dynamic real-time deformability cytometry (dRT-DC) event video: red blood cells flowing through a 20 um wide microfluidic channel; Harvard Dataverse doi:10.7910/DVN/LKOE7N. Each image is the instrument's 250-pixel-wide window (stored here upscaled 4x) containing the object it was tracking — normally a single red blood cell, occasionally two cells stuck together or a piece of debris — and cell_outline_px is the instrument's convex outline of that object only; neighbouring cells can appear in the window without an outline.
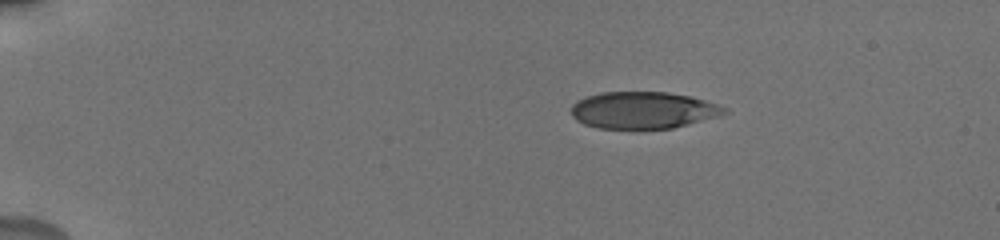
{"species": "human", "species_latin": "Homo sapiens", "temperature_condition": "cold", "stored_images_in_passage": 52, "camera_frame_rate_fps": 3000, "um_per_image_px": 0.085, "donor": {"sex": "male"}, "frame": {"image": 1, "passage_image": 1, "time_ms": 0.0, "image_size_px": [1000, 240], "cell_outline_px": [[728, 112], [720, 116], [672, 128], [596, 128], [584, 124], [576, 120], [572, 116], [572, 104], [576, 100], [600, 92], [668, 92], [692, 96], [720, 104], [728, 108]], "centroid_in_image_um": [54.7, 9.35], "position_along_channel_um": 30.3, "area_um2": 33.12}}
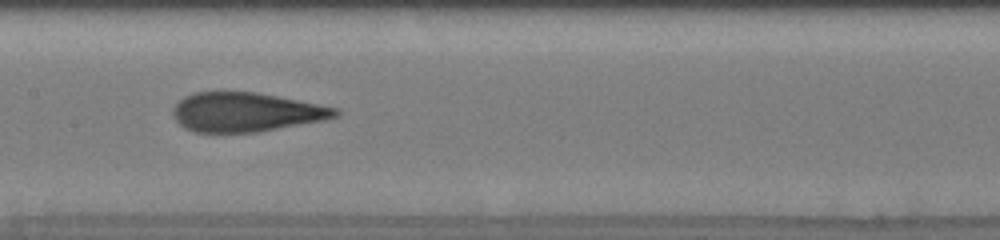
{"frame": {"image": 2, "passage_image": 21, "time_ms": 6.333, "image_size_px": [1000, 240], "cell_outline_px": [[340, 112], [336, 116], [324, 120], [256, 132], [196, 132], [184, 128], [176, 120], [172, 112], [172, 108], [184, 96], [196, 92], [256, 92], [336, 108]], "centroid_in_image_um": [20.85, 9.53], "position_along_channel_um": 186.5, "area_um2": 36.59}}
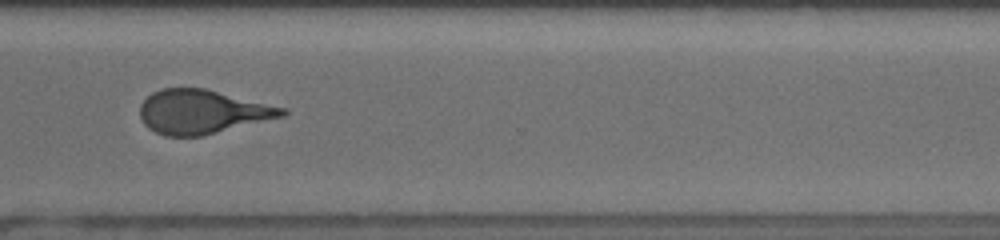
{"frame": {"image": 3, "passage_image": 42, "time_ms": 10.667, "image_size_px": [1000, 240], "cell_outline_px": [[288, 112], [284, 116], [204, 136], [164, 136], [148, 128], [144, 124], [140, 116], [140, 104], [152, 92], [160, 88], [204, 88], [288, 108]], "centroid_in_image_um": [17.2, 9.5], "position_along_channel_um": 353.4, "area_um2": 36.65}, "authors_computed_cell_mechanics": {"area_um2": 37.1076, "velocity_mm_per_s": 3.8571, "shape_relaxation_time_tau1_ms": 3.9014, "shape_relaxation_time_tau2_ms": 1.219, "deformation_change_tau1": 0.1644, "deformation_change_tau2": 0.1074}}